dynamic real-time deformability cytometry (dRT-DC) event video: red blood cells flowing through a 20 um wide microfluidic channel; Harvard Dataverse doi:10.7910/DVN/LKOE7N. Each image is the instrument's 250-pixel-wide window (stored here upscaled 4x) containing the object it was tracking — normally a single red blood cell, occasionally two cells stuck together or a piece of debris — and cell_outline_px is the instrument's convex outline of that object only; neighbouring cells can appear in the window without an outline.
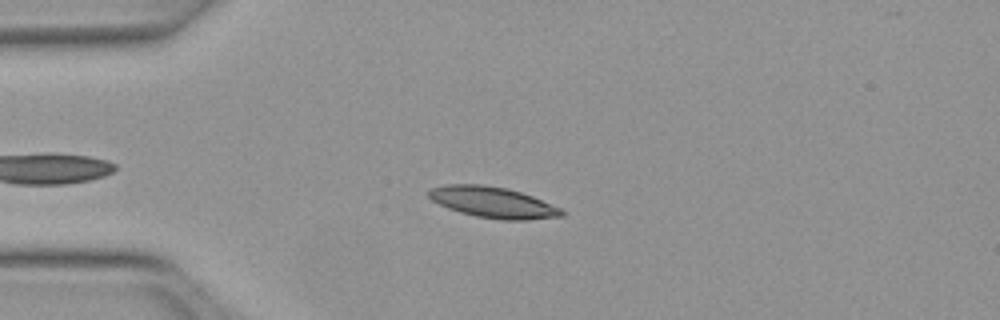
{"species": "Egyptian fruit bat (a non-hibernating species)", "species_latin": "Rousettus aegyptiacus", "temperature_condition": "warm", "stored_images_in_passage": 37, "camera_frame_rate_fps": 3000, "um_per_image_px": 0.085, "animal": {"sex": "female"}, "frame": {"image": 1, "passage_image": 3, "time_ms": 0.667, "image_size_px": [1000, 320], "cell_outline_px": [[564, 216], [528, 220], [500, 220], [476, 216], [460, 212], [448, 208], [432, 200], [428, 196], [428, 192], [432, 188], [444, 184], [484, 184], [508, 188], [532, 196], [560, 208], [564, 212]], "centroid_in_image_um": [41.9, 17.19], "position_along_channel_um": 43.1, "area_um2": 23.99}}
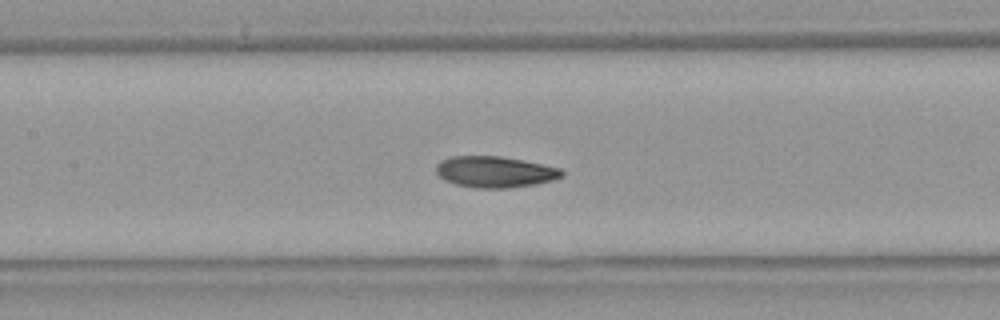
{"frame": {"image": 2, "passage_image": 14, "time_ms": 4.333, "image_size_px": [1000, 320], "cell_outline_px": [[564, 176], [552, 180], [536, 184], [508, 188], [476, 188], [456, 184], [444, 180], [436, 172], [436, 164], [440, 160], [452, 156], [500, 156], [524, 160], [560, 168], [564, 172]], "centroid_in_image_um": [42.07, 14.6], "position_along_channel_um": 165.3, "area_um2": 22.95}}
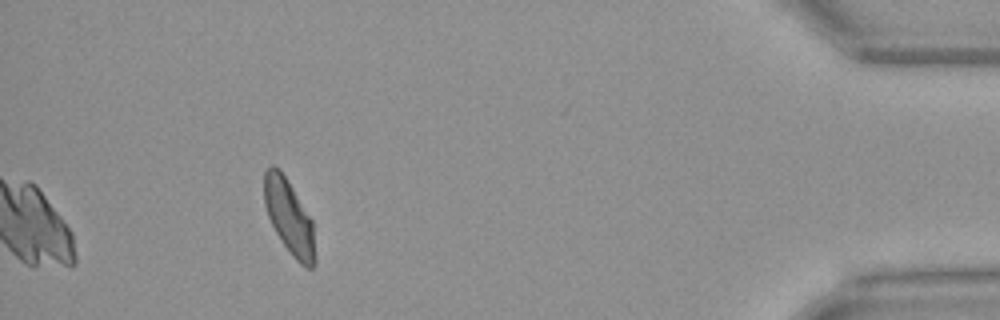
{"frame": {"image": 3, "passage_image": 37, "time_ms": 12.0, "image_size_px": [1000, 320], "cell_outline_px": [[316, 264], [312, 268], [304, 268], [292, 256], [280, 240], [268, 216], [264, 204], [264, 172], [272, 164], [284, 176], [292, 188], [312, 220], [316, 260]], "centroid_in_image_um": [24.59, 18.52], "position_along_channel_um": 410.6, "area_um2": 21.85}, "authors_computed_cell_mechanics": {"area_um2": 23.0044, "velocity_mm_per_s": 3.9785, "shape_relaxation_time_tau1_ms": 4.3974, "shape_relaxation_time_tau2_ms": 3.01, "deformation_change_tau1": 0.1633, "deformation_change_tau2": 0.05}}